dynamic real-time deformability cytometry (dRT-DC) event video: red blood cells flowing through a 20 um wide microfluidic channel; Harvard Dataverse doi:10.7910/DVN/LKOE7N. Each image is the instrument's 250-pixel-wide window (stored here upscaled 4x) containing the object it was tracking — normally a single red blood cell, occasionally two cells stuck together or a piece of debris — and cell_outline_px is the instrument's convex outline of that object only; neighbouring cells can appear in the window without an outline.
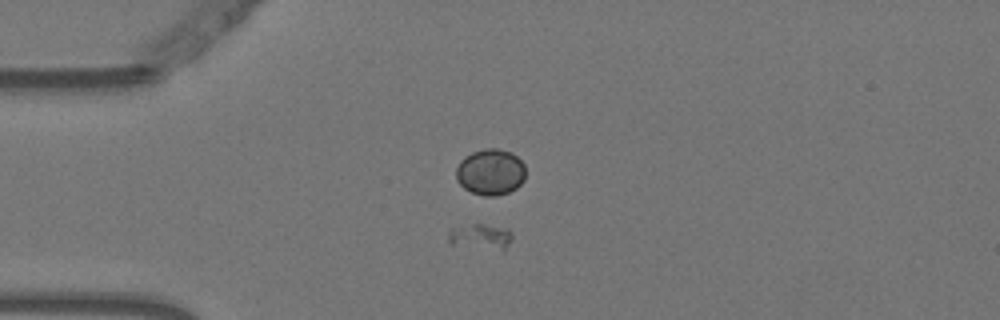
{"species": "Egyptian fruit bat (a non-hibernating species)", "species_latin": "Rousettus aegyptiacus", "temperature_condition": "warm", "stored_images_in_passage": 56, "segment_of_instrument_passage": [2, 3], "camera_frame_rate_fps": 3000, "um_per_image_px": 0.085, "animal": {"sex": "female"}, "frame": {"image": 1, "passage_image": 15, "time_ms": 4.667, "image_size_px": [1000, 320], "cell_outline_px": [[512, 240], [504, 252], [448, 244], [448, 228], [472, 224], [484, 224], [508, 228], [512, 232]], "centroid_in_image_um": [40.86, 20.14], "position_along_channel_um": 44.1, "area_um2": 10.12}}